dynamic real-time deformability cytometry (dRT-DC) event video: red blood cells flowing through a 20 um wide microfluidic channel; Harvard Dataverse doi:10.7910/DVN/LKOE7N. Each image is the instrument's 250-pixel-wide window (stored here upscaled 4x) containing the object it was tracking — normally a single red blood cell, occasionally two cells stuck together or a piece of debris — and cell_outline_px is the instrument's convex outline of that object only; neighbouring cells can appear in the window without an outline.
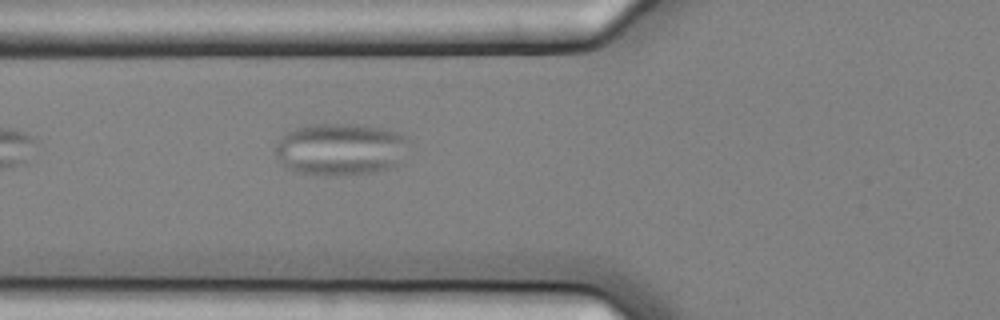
{"species": "common noctule bat (a hibernating species)", "species_latin": "Nyctalus noctula", "temperature_condition": "cold", "stored_images_in_passage": 4, "camera_frame_rate_fps": 3000, "um_per_image_px": 0.085, "animal": {"sex": "female", "body_mass_g": 25.1}, "frame": {"image": 1, "passage_image": 4, "time_ms": 1.0, "image_size_px": [1000, 320], "cell_outline_px": [[408, 140], [396, 164], [392, 168], [376, 172], [336, 176], [328, 176], [296, 172], [280, 164], [272, 148], [292, 128], [308, 124], [356, 124], [380, 128], [404, 136]], "centroid_in_image_um": [28.83, 12.7], "position_along_channel_um": 97.0, "area_um2": 40.52}}